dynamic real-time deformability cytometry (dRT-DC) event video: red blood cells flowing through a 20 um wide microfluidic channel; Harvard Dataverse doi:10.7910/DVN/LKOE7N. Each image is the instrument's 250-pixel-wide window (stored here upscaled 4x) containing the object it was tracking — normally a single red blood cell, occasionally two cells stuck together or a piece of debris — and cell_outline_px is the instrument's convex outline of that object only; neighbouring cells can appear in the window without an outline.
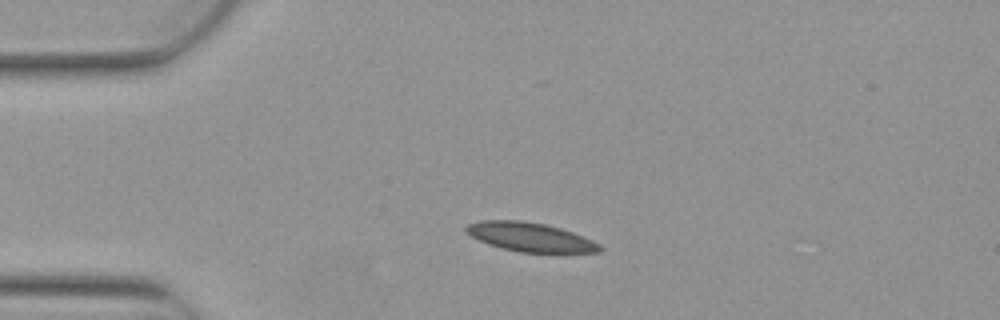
{"species": "Egyptian fruit bat (a non-hibernating species)", "species_latin": "Rousettus aegyptiacus", "temperature_condition": "warm", "stored_images_in_passage": 4, "camera_frame_rate_fps": 3000, "um_per_image_px": 0.085, "animal": {"sex": "female"}, "frame": {"image": 1, "passage_image": 2, "time_ms": 0.333, "image_size_px": [1000, 320], "cell_outline_px": [[604, 248], [600, 252], [520, 252], [500, 248], [488, 244], [472, 236], [464, 228], [468, 224], [480, 220], [520, 220], [544, 224], [560, 228], [584, 236], [600, 244]], "centroid_in_image_um": [45.08, 20.15], "position_along_channel_um": 39.9, "area_um2": 22.43}}
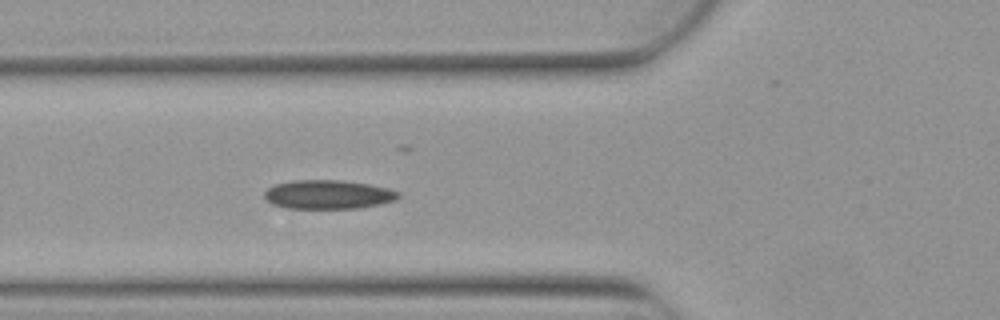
{"frame": {"image": 2, "passage_image": 4, "time_ms": 1.0, "image_size_px": [1000, 320], "cell_outline_px": [[400, 196], [396, 200], [380, 204], [356, 208], [288, 208], [272, 204], [264, 200], [264, 192], [268, 188], [276, 184], [292, 180], [340, 180], [368, 184], [388, 188], [400, 192]], "centroid_in_image_um": [27.88, 16.53], "position_along_channel_um": 97.9, "area_um2": 22.6}}